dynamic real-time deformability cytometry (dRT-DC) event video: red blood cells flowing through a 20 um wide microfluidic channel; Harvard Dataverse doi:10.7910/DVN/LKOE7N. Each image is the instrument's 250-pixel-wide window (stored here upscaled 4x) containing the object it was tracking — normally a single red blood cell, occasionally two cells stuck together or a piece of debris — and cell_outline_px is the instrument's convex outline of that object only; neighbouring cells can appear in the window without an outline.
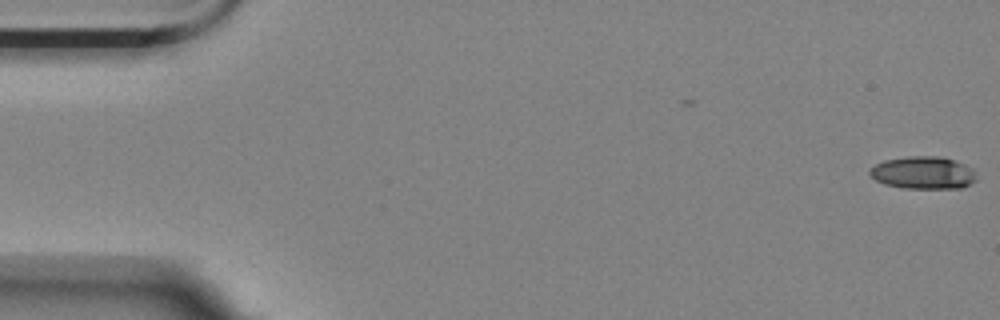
{"species": "Egyptian fruit bat (a non-hibernating species)", "species_latin": "Rousettus aegyptiacus", "temperature_condition": "room temperature", "stored_images_in_passage": 4, "camera_frame_rate_fps": 3000, "um_per_image_px": 0.085, "animal": {"sex": "female"}, "frame": {"image": 1, "passage_image": 1, "time_ms": 0.0, "image_size_px": [1000, 320], "cell_outline_px": [[976, 180], [960, 188], [904, 188], [884, 184], [876, 180], [868, 172], [868, 168], [884, 160], [908, 156], [940, 156], [964, 164], [972, 168]], "centroid_in_image_um": [78.42, 14.68], "position_along_channel_um": 6.6, "area_um2": 20.11}}